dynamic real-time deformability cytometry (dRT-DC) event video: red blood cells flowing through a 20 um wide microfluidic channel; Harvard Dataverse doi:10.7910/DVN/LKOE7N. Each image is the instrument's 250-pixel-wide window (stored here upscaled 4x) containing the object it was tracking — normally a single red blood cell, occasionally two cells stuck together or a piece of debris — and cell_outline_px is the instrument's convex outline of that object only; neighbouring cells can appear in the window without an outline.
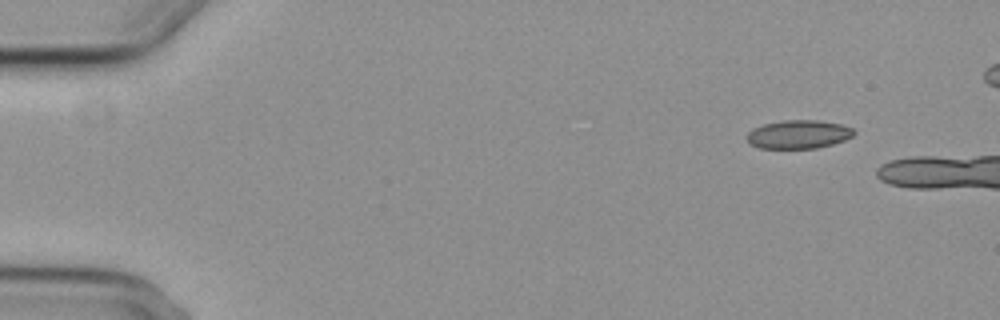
{"species": "common noctule bat (a hibernating species)", "species_latin": "Nyctalus noctula", "temperature_condition": "cold", "stored_images_in_passage": 4, "camera_frame_rate_fps": 3000, "um_per_image_px": 0.085, "animal": {"sex": "female", "body_mass_g": 29.2, "forearm_length_mm": 56.3}, "frame": {"image": 1, "passage_image": 2, "time_ms": 1.0, "image_size_px": [1000, 320], "cell_outline_px": [[856, 132], [852, 136], [844, 140], [832, 144], [816, 148], [760, 148], [748, 144], [748, 132], [752, 128], [764, 124], [784, 120], [820, 120], [840, 124], [852, 128]], "centroid_in_image_um": [67.86, 11.41], "position_along_channel_um": 17.1, "area_um2": 17.74}}